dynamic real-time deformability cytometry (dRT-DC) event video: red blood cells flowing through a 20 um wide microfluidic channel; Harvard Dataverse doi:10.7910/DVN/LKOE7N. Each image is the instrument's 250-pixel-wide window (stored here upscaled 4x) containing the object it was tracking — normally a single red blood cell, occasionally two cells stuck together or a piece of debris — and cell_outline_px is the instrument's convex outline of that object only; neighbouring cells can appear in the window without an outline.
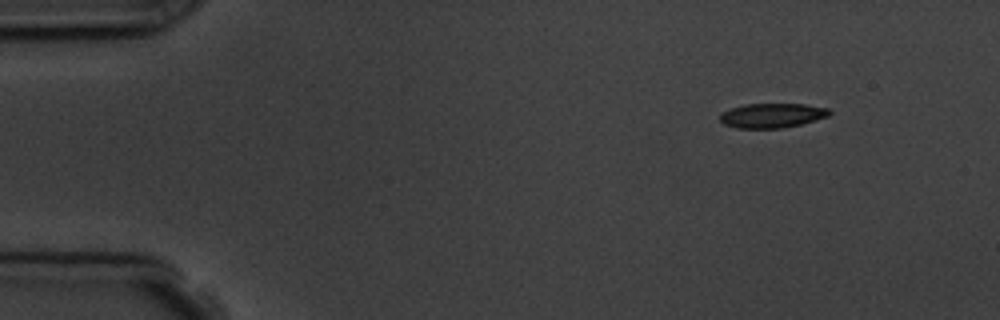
{"species": "common noctule bat (a hibernating species)", "species_latin": "Nyctalus noctula", "temperature_condition": "room temperature", "stored_images_in_passage": 4, "camera_frame_rate_fps": 3000, "um_per_image_px": 0.085, "animal": {"sex": "male", "body_mass_g": 19.5, "forearm_length_mm": 54.6}, "frame": {"image": 1, "passage_image": 1, "time_ms": 0.0, "image_size_px": [1000, 320], "cell_outline_px": [[832, 112], [828, 116], [816, 120], [784, 128], [736, 128], [724, 124], [720, 120], [720, 116], [724, 112], [732, 108], [744, 104], [804, 104], [828, 108]], "centroid_in_image_um": [65.65, 9.82], "position_along_channel_um": 19.4, "area_um2": 15.55}}
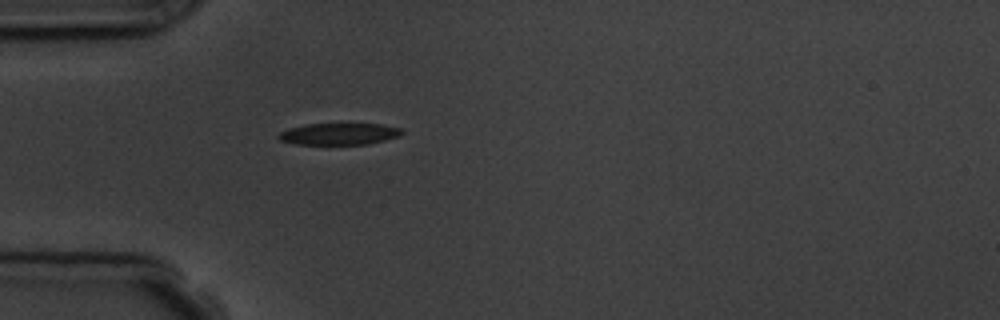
{"frame": {"image": 2, "passage_image": 4, "time_ms": 3.333, "image_size_px": [1000, 320], "cell_outline_px": [[404, 132], [400, 136], [368, 144], [292, 144], [280, 140], [276, 136], [280, 132], [288, 128], [308, 124], [380, 124], [400, 128]], "centroid_in_image_um": [28.8, 11.39], "position_along_channel_um": 56.2, "area_um2": 15.55}}